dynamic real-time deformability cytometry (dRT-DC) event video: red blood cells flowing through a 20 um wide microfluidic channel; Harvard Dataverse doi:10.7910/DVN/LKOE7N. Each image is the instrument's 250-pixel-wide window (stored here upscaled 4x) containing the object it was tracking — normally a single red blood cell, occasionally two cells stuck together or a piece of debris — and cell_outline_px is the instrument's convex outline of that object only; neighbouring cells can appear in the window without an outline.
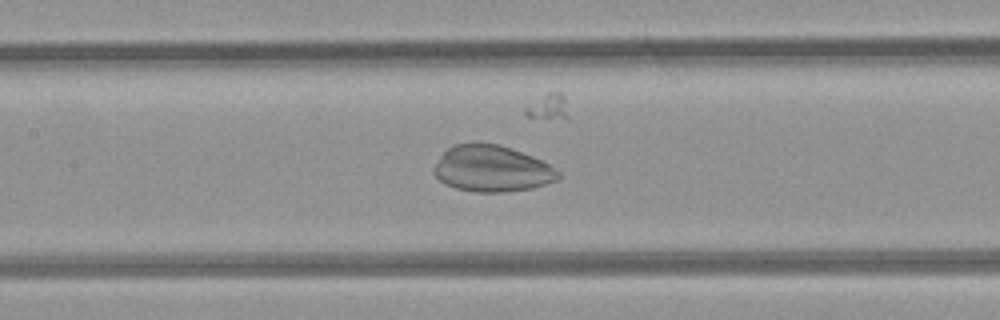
{"species": "common noctule bat (a hibernating species)", "species_latin": "Nyctalus noctula", "temperature_condition": "room temperature", "stored_images_in_passage": 36, "camera_frame_rate_fps": 3000, "um_per_image_px": 0.085, "animal": {"sex": "female", "body_mass_g": 21.9}, "frame": {"image": 1, "passage_image": 15, "time_ms": 4.667, "image_size_px": [1000, 320], "cell_outline_px": [[560, 176], [556, 180], [532, 188], [504, 192], [476, 192], [456, 188], [444, 184], [432, 172], [432, 168], [440, 156], [448, 148], [456, 144], [500, 144], [532, 156], [548, 164], [560, 172]], "centroid_in_image_um": [41.79, 14.35], "position_along_channel_um": 165.6, "area_um2": 33.23}}
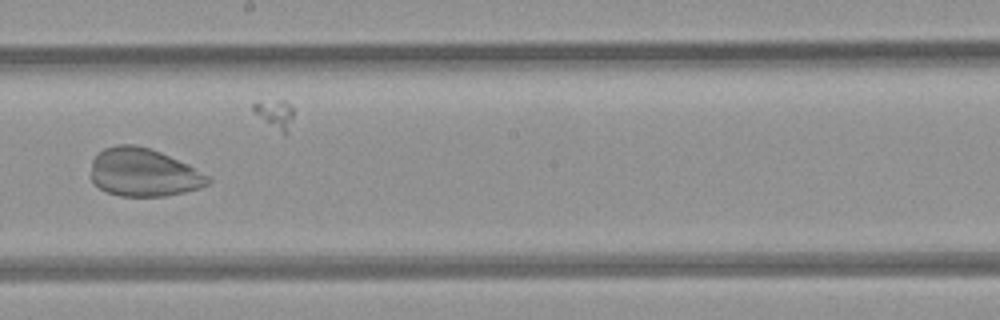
{"frame": {"image": 2, "passage_image": 20, "time_ms": 6.333, "image_size_px": [1000, 320], "cell_outline_px": [[212, 180], [208, 184], [200, 188], [184, 192], [164, 196], [120, 196], [108, 192], [100, 188], [92, 180], [92, 160], [96, 152], [104, 148], [120, 144], [136, 144], [160, 152], [188, 164], [208, 176]], "centroid_in_image_um": [12.2, 14.65], "position_along_channel_um": 236.0, "area_um2": 32.71}}
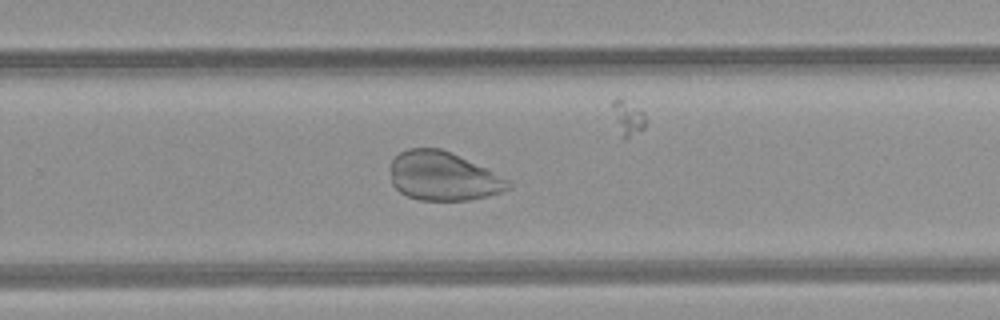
{"frame": {"image": 3, "passage_image": 24, "time_ms": 7.667, "image_size_px": [1000, 320], "cell_outline_px": [[512, 188], [488, 196], [468, 200], [420, 200], [408, 196], [400, 192], [392, 184], [392, 160], [400, 152], [408, 148], [440, 148], [484, 168], [508, 180], [512, 184]], "centroid_in_image_um": [37.65, 14.99], "position_along_channel_um": 292.1, "area_um2": 32.95}}